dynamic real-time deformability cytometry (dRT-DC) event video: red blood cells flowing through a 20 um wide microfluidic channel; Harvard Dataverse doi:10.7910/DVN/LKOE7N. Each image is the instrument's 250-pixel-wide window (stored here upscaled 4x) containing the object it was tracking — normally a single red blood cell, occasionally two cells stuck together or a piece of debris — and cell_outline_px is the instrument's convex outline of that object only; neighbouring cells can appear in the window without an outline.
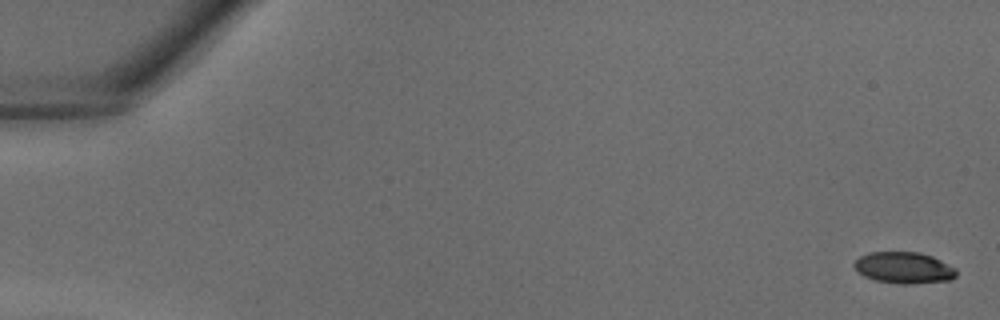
{"species": "common noctule bat (a hibernating species)", "species_latin": "Nyctalus noctula", "temperature_condition": "warm", "stored_images_in_passage": 39, "camera_frame_rate_fps": 3000, "um_per_image_px": 0.085, "animal": {"sex": "male", "body_mass_g": 18.8}, "frame": {"image": 1, "passage_image": 1, "time_ms": 0.0, "image_size_px": [1000, 320], "cell_outline_px": [[956, 276], [952, 280], [908, 284], [900, 284], [876, 280], [864, 276], [856, 272], [852, 264], [860, 256], [868, 252], [920, 252], [932, 256], [956, 268]], "centroid_in_image_um": [76.81, 22.75], "position_along_channel_um": 8.2, "area_um2": 18.84}}
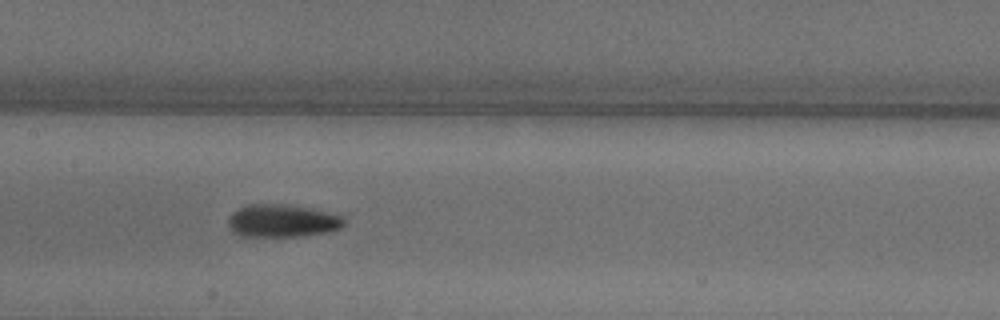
{"frame": {"image": 2, "passage_image": 20, "time_ms": 6.333, "image_size_px": [1000, 320], "cell_outline_px": [[344, 224], [340, 228], [332, 232], [296, 236], [240, 236], [232, 232], [228, 224], [228, 216], [232, 212], [248, 204], [284, 204], [312, 208], [344, 216]], "centroid_in_image_um": [23.99, 18.77], "position_along_channel_um": 183.4, "area_um2": 22.31}}
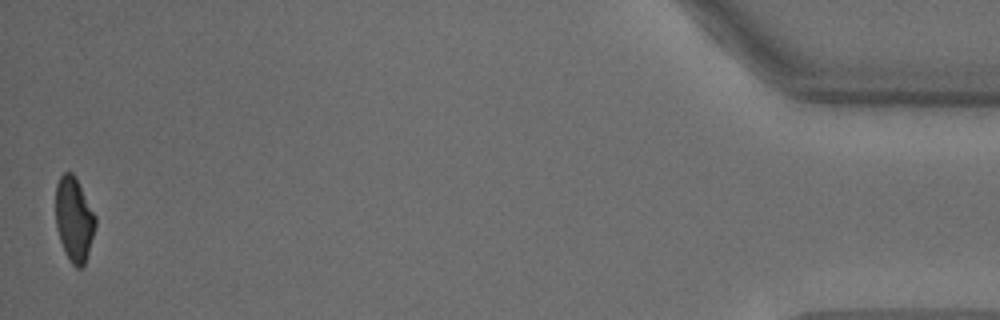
{"frame": {"image": 3, "passage_image": 39, "time_ms": 12.667, "image_size_px": [1000, 320], "cell_outline_px": [[96, 224], [88, 252], [84, 264], [80, 268], [76, 268], [68, 260], [64, 252], [56, 228], [56, 184], [60, 176], [64, 172], [72, 172], [76, 176], [96, 216]], "centroid_in_image_um": [6.29, 18.62], "position_along_channel_um": 428.9, "area_um2": 19.65}}